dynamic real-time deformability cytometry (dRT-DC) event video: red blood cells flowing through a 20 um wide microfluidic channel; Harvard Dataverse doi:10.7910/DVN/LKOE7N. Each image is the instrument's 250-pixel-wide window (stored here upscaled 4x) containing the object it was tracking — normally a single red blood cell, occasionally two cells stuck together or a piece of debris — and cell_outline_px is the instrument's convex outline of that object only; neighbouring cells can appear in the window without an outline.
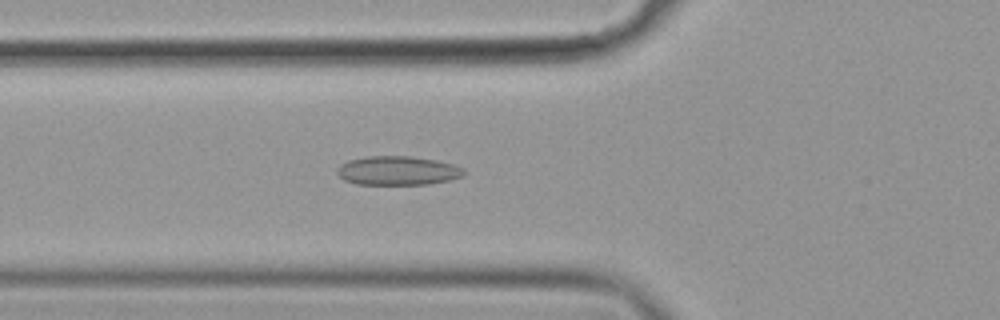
{"species": "common noctule bat (a hibernating species)", "species_latin": "Nyctalus noctula", "temperature_condition": "cold", "stored_images_in_passage": 57, "camera_frame_rate_fps": 3000, "um_per_image_px": 0.085, "animal": {"sex": "female", "body_mass_g": 19.9}, "frame": {"image": 1, "passage_image": 21, "time_ms": 6.667, "image_size_px": [1000, 320], "cell_outline_px": [[464, 176], [448, 180], [428, 184], [356, 184], [344, 180], [336, 172], [336, 168], [340, 164], [348, 160], [368, 156], [408, 156], [436, 160], [456, 164], [464, 168]], "centroid_in_image_um": [33.8, 14.5], "position_along_channel_um": 92.0, "area_um2": 21.5}}
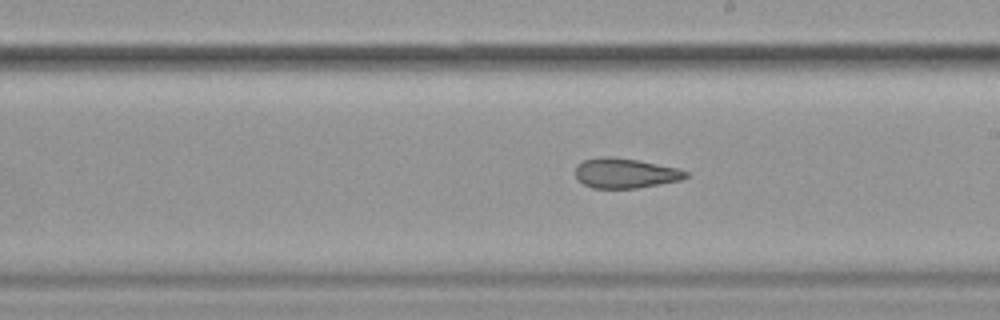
{"frame": {"image": 2, "passage_image": 33, "time_ms": 10.667, "image_size_px": [1000, 320], "cell_outline_px": [[688, 176], [680, 180], [660, 184], [636, 188], [592, 188], [584, 184], [576, 176], [576, 164], [584, 160], [604, 156], [612, 156], [636, 160], [676, 168], [688, 172]], "centroid_in_image_um": [53.12, 14.72], "position_along_channel_um": 235.9, "area_um2": 19.02}}
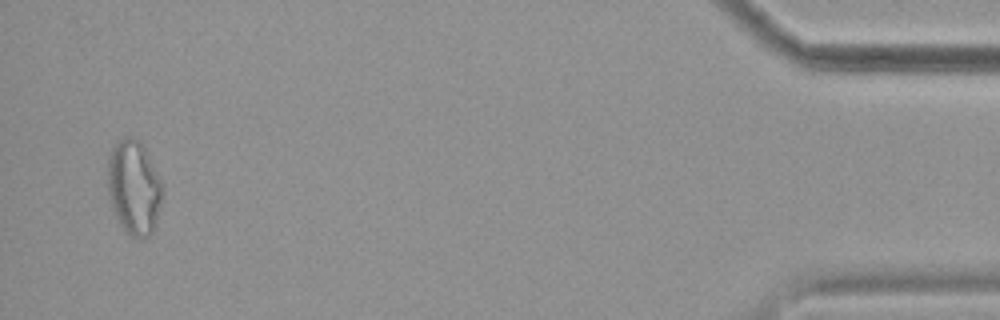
{"frame": {"image": 3, "passage_image": 55, "time_ms": 18.0, "image_size_px": [1000, 320], "cell_outline_px": [[160, 204], [156, 224], [152, 232], [148, 236], [132, 236], [124, 232], [112, 208], [108, 196], [108, 156], [112, 148], [120, 136], [132, 136], [140, 140], [160, 180]], "centroid_in_image_um": [11.33, 15.9], "position_along_channel_um": 423.9, "area_um2": 29.77}, "authors_computed_cell_mechanics": {"area_um2": 23.0622, "velocity_mm_per_s": 3.594, "shape_relaxation_time_tau1_ms": 10.4178, "shape_relaxation_time_tau2_ms": 3.3311, "deformation_change_tau1": 0.1642, "deformation_change_tau2": 0.1018}}